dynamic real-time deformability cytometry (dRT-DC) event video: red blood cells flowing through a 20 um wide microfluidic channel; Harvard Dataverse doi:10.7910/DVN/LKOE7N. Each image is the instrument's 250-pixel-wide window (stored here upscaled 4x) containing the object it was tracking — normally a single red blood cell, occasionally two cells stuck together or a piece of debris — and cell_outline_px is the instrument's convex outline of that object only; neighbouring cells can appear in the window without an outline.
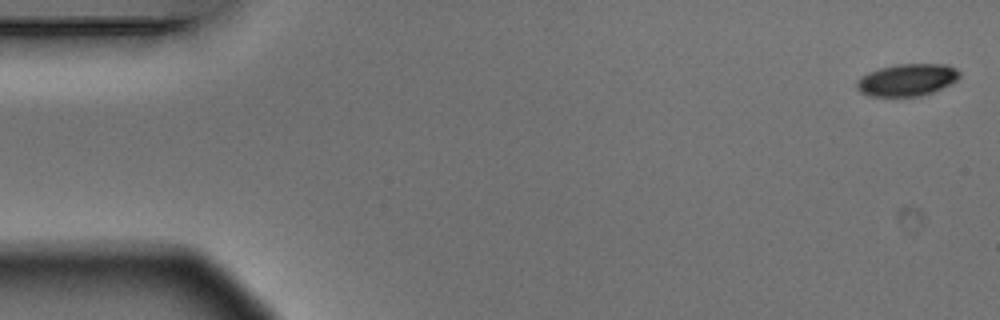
{"species": "Egyptian fruit bat (a non-hibernating species)", "species_latin": "Rousettus aegyptiacus", "temperature_condition": "warm", "stored_images_in_passage": 4, "camera_frame_rate_fps": 3000, "um_per_image_px": 0.085, "animal": {"sex": "male"}, "frame": {"image": 1, "passage_image": 1, "time_ms": 0.0, "image_size_px": [1000, 320], "cell_outline_px": [[960, 76], [956, 80], [932, 92], [920, 96], [868, 96], [860, 92], [856, 88], [856, 80], [860, 76], [868, 72], [880, 68], [896, 64], [948, 64], [956, 68], [960, 72]], "centroid_in_image_um": [77.06, 6.78], "position_along_channel_um": 7.9, "area_um2": 19.31}}
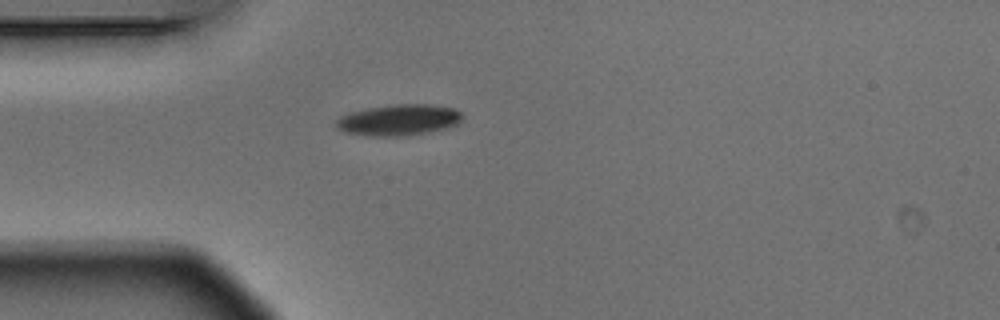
{"frame": {"image": 2, "passage_image": 4, "time_ms": 1.0, "image_size_px": [1000, 320], "cell_outline_px": [[464, 116], [456, 124], [444, 128], [404, 136], [364, 136], [344, 132], [336, 124], [336, 120], [340, 116], [348, 112], [368, 108], [396, 104], [432, 104], [456, 108]], "centroid_in_image_um": [33.88, 10.18], "position_along_channel_um": 51.1, "area_um2": 22.83}}